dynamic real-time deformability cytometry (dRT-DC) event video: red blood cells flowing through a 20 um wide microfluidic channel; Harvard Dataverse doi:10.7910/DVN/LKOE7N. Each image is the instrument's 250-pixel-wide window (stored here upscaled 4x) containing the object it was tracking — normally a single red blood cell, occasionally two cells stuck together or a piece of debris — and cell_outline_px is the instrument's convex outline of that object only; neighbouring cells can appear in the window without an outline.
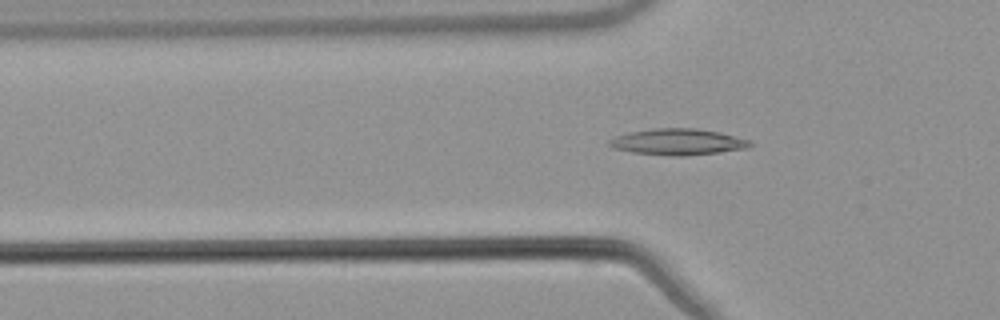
{"species": "common noctule bat (a hibernating species)", "species_latin": "Nyctalus noctula", "temperature_condition": "warm", "stored_images_in_passage": 54, "camera_frame_rate_fps": 3000, "um_per_image_px": 0.085, "animal": {"sex": "male", "body_mass_g": 21.5, "forearm_length_mm": 52.0}, "frame": {"image": 1, "passage_image": 17, "time_ms": 5.333, "image_size_px": [1000, 320], "cell_outline_px": [[752, 144], [748, 148], [720, 152], [684, 156], [672, 156], [632, 152], [612, 148], [608, 144], [608, 140], [616, 136], [628, 132], [652, 128], [696, 128], [720, 132], [752, 140]], "centroid_in_image_um": [57.62, 12.05], "position_along_channel_um": 68.2, "area_um2": 21.73}}
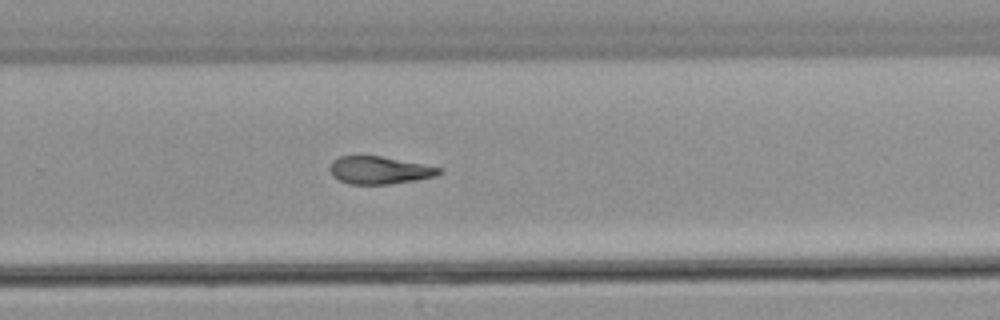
{"frame": {"image": 2, "passage_image": 35, "time_ms": 11.333, "image_size_px": [1000, 320], "cell_outline_px": [[444, 172], [436, 176], [416, 180], [388, 184], [348, 184], [332, 176], [328, 168], [332, 160], [340, 156], [380, 156], [444, 168]], "centroid_in_image_um": [32.25, 14.47], "position_along_channel_um": 297.5, "area_um2": 17.69}}
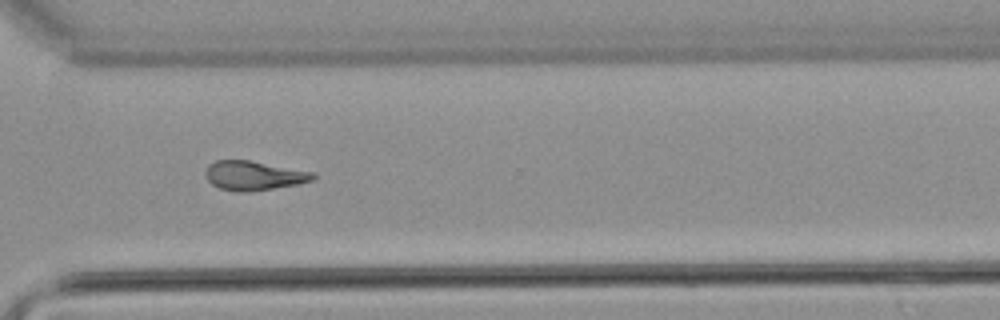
{"frame": {"image": 3, "passage_image": 39, "time_ms": 12.667, "image_size_px": [1000, 320], "cell_outline_px": [[316, 176], [312, 180], [300, 184], [248, 192], [236, 192], [220, 188], [212, 184], [204, 176], [204, 172], [208, 164], [216, 160], [248, 160], [312, 172]], "centroid_in_image_um": [21.52, 14.93], "position_along_channel_um": 349.1, "area_um2": 18.32}}